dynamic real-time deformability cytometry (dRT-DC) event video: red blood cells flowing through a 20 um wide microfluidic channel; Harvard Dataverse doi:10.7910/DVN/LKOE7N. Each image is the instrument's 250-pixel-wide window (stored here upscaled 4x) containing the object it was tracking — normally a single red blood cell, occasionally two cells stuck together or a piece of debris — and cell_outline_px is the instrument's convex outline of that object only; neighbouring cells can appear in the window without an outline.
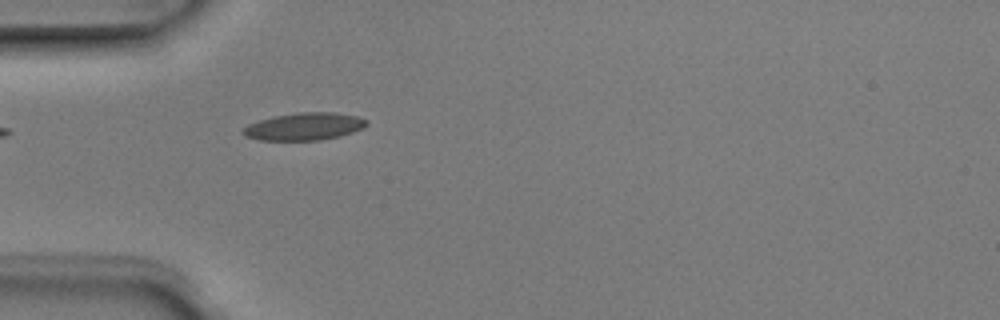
{"species": "Egyptian fruit bat (a non-hibernating species)", "species_latin": "Rousettus aegyptiacus", "temperature_condition": "room temperature", "stored_images_in_passage": 5, "camera_frame_rate_fps": 3000, "um_per_image_px": 0.085, "animal": {"sex": "male"}, "frame": {"image": 1, "passage_image": 5, "time_ms": 1.333, "image_size_px": [1000, 320], "cell_outline_px": [[368, 124], [364, 128], [340, 136], [320, 140], [260, 140], [244, 136], [240, 132], [248, 124], [272, 116], [300, 112], [332, 112], [356, 116], [368, 120]], "centroid_in_image_um": [25.85, 10.75], "position_along_channel_um": 59.1, "area_um2": 19.83}}